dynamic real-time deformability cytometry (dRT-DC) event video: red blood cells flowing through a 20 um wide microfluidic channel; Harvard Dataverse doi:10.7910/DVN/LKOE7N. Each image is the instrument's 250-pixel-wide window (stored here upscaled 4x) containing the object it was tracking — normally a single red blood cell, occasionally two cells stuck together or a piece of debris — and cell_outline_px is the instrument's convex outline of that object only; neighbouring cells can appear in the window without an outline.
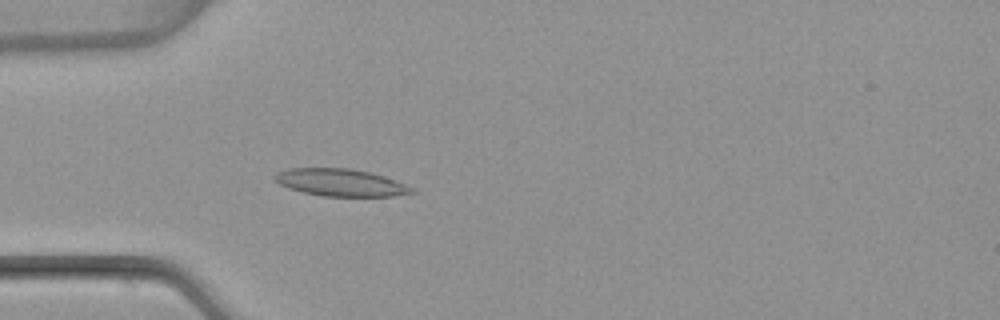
{"species": "common noctule bat (a hibernating species)", "species_latin": "Nyctalus noctula", "temperature_condition": "warm", "stored_images_in_passage": 4, "camera_frame_rate_fps": 3000, "um_per_image_px": 0.085, "animal": {"sex": "female", "body_mass_g": 22.7, "forearm_length_mm": 54.2}, "frame": {"image": 1, "passage_image": 4, "time_ms": 5.0, "image_size_px": [1000, 320], "cell_outline_px": [[416, 192], [392, 196], [320, 196], [288, 188], [280, 184], [272, 176], [276, 172], [288, 168], [352, 168], [384, 176], [404, 184], [412, 188]], "centroid_in_image_um": [28.9, 15.51], "position_along_channel_um": 56.1, "area_um2": 21.68}}